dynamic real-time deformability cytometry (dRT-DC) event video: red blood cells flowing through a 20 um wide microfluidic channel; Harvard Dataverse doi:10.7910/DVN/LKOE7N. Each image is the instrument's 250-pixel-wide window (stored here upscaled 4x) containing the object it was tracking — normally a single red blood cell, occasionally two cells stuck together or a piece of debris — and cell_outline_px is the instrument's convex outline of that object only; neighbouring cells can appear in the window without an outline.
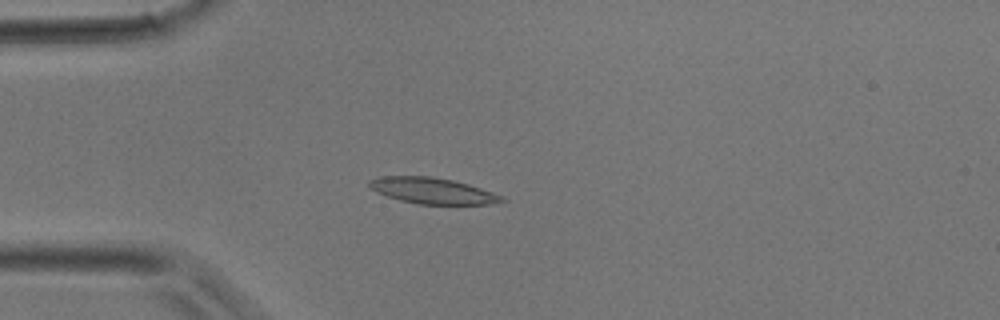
{"species": "common noctule bat (a hibernating species)", "species_latin": "Nyctalus noctula", "temperature_condition": "room temperature", "stored_images_in_passage": 40, "camera_frame_rate_fps": 3000, "um_per_image_px": 0.085, "animal": {"sex": "male", "body_mass_g": 17.9}, "frame": {"image": 1, "passage_image": 10, "time_ms": 3.0, "image_size_px": [1000, 320], "cell_outline_px": [[508, 200], [492, 204], [420, 204], [400, 200], [376, 192], [368, 184], [368, 180], [380, 176], [432, 176], [452, 180], [468, 184], [504, 196]], "centroid_in_image_um": [36.78, 16.21], "position_along_channel_um": 48.2, "area_um2": 20.06}}
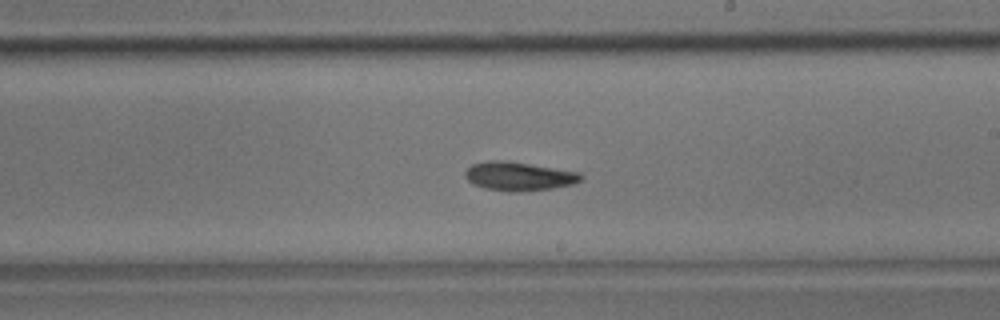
{"frame": {"image": 2, "passage_image": 23, "time_ms": 7.333, "image_size_px": [1000, 320], "cell_outline_px": [[584, 176], [580, 180], [572, 184], [552, 188], [516, 192], [508, 192], [484, 188], [472, 184], [464, 176], [464, 172], [472, 164], [488, 160], [504, 160], [580, 172]], "centroid_in_image_um": [44.06, 14.98], "position_along_channel_um": 244.9, "area_um2": 19.42}}
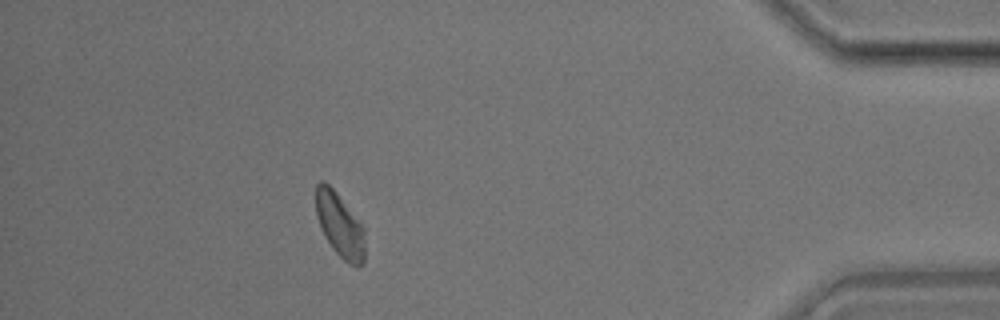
{"frame": {"image": 3, "passage_image": 36, "time_ms": 11.667, "image_size_px": [1000, 320], "cell_outline_px": [[364, 264], [356, 268], [348, 264], [332, 248], [324, 236], [316, 216], [316, 184], [320, 180], [324, 180], [336, 192], [364, 228]], "centroid_in_image_um": [28.87, 19.16], "position_along_channel_um": 406.3, "area_um2": 18.32}}